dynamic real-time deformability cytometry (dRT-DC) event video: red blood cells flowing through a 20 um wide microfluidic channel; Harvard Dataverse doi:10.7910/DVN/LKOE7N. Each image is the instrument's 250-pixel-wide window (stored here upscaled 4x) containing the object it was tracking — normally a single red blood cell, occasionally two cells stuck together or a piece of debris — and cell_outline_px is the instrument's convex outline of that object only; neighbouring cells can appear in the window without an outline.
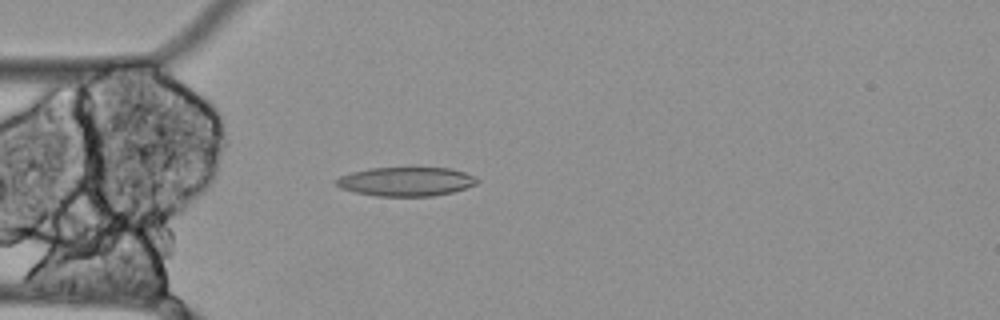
{"species": "Egyptian fruit bat (a non-hibernating species)", "species_latin": "Rousettus aegyptiacus", "temperature_condition": "cold", "stored_images_in_passage": 56, "camera_frame_rate_fps": 3000, "um_per_image_px": 0.085, "animal": {"sex": "female"}, "frame": {"image": 1, "passage_image": 15, "time_ms": 4.667, "image_size_px": [1000, 320], "cell_outline_px": [[480, 180], [476, 184], [452, 192], [432, 196], [376, 196], [356, 192], [340, 188], [336, 184], [336, 180], [340, 176], [352, 172], [368, 168], [452, 168], [476, 176]], "centroid_in_image_um": [34.53, 15.43], "position_along_channel_um": 50.5, "area_um2": 23.76}}
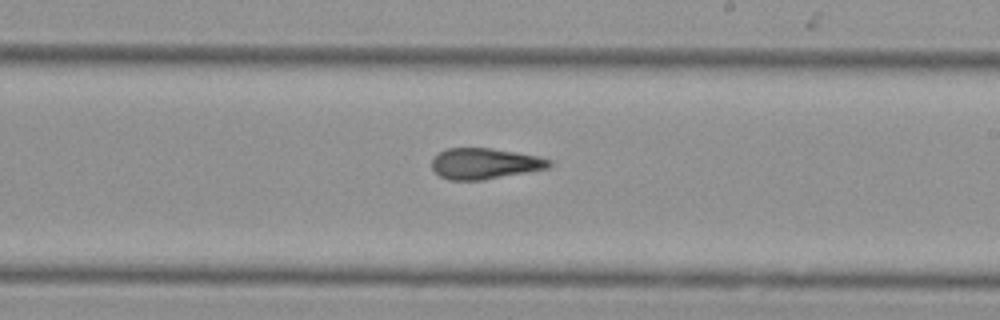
{"frame": {"image": 2, "passage_image": 32, "time_ms": 10.333, "image_size_px": [1000, 320], "cell_outline_px": [[552, 164], [548, 168], [484, 180], [448, 180], [440, 176], [432, 168], [432, 160], [440, 152], [448, 148], [492, 148], [540, 156], [552, 160]], "centroid_in_image_um": [41.23, 13.9], "position_along_channel_um": 247.8, "area_um2": 21.15}}
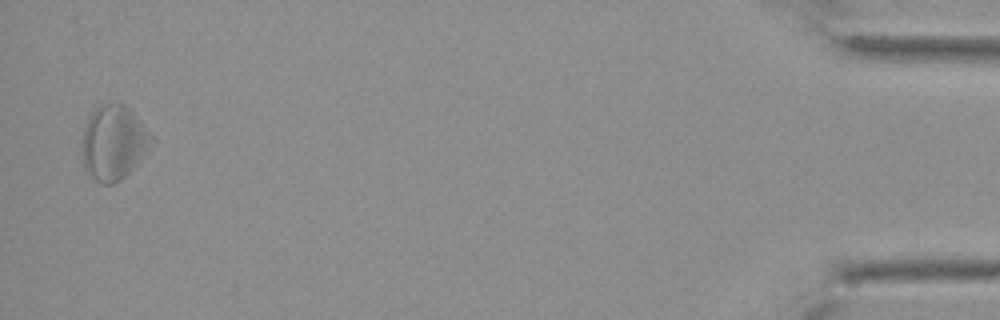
{"frame": {"image": 3, "passage_image": 55, "time_ms": 18.0, "image_size_px": [1000, 320], "cell_outline_px": [[152, 144], [136, 164], [120, 180], [112, 184], [100, 184], [84, 168], [80, 148], [80, 144], [84, 128], [88, 116], [100, 104], [124, 104], [140, 120], [152, 136]], "centroid_in_image_um": [9.6, 12.12], "position_along_channel_um": 425.6, "area_um2": 30.0}, "authors_computed_cell_mechanics": {"area_um2": 24.6517, "velocity_mm_per_s": 3.4473, "shape_relaxation_time_tau1_ms": null, "shape_relaxation_time_tau2_ms": 6.9609, "deformation_change_tau1": null, "deformation_change_tau2": 0.1695}}